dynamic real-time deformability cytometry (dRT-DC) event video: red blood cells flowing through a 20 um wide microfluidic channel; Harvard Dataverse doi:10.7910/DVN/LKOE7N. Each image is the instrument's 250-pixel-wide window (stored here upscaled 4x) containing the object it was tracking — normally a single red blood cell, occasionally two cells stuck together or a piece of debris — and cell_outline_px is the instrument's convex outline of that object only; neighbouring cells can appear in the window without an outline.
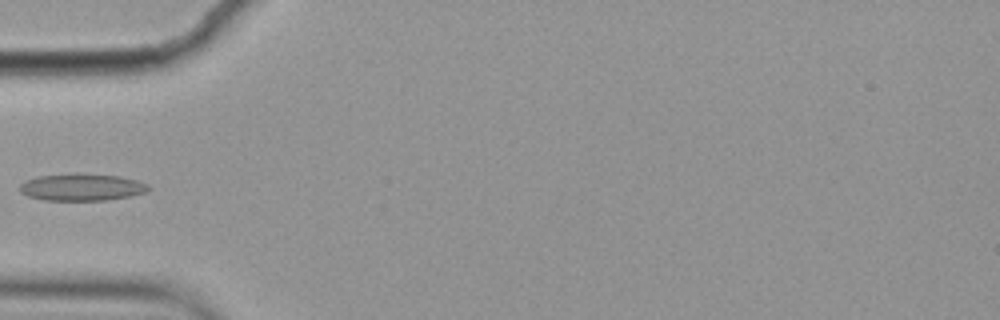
{"species": "common noctule bat (a hibernating species)", "species_latin": "Nyctalus noctula", "temperature_condition": "cold", "stored_images_in_passage": 3, "camera_frame_rate_fps": 3000, "um_per_image_px": 0.085, "animal": {"sex": "female", "body_mass_g": 19.9}, "frame": {"image": 1, "passage_image": 3, "time_ms": 0.667, "image_size_px": [1000, 320], "cell_outline_px": [[152, 188], [148, 192], [108, 200], [44, 200], [28, 196], [20, 192], [20, 184], [24, 180], [36, 176], [120, 176], [136, 180], [148, 184]], "centroid_in_image_um": [6.97, 15.95], "position_along_channel_um": 78.0, "area_um2": 19.48}}